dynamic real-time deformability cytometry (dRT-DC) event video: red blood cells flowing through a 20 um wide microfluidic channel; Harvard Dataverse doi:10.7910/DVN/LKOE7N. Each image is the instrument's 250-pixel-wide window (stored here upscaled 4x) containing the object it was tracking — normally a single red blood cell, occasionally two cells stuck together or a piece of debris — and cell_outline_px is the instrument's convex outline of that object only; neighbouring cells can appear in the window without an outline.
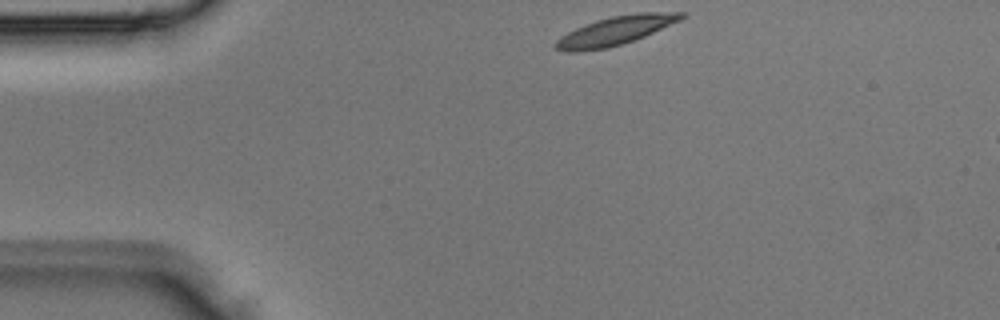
{"species": "Egyptian fruit bat (a non-hibernating species)", "species_latin": "Rousettus aegyptiacus", "temperature_condition": "room temperature", "stored_images_in_passage": 2, "camera_frame_rate_fps": 3000, "um_per_image_px": 0.085, "animal": {"sex": "male"}, "frame": {"image": 1, "passage_image": 1, "time_ms": 0.0, "image_size_px": [1000, 320], "cell_outline_px": [[684, 16], [680, 20], [644, 36], [608, 48], [576, 52], [568, 52], [556, 48], [552, 44], [560, 36], [576, 28], [596, 20], [612, 16], [636, 12], [684, 12]], "centroid_in_image_um": [52.26, 2.61], "position_along_channel_um": 32.7, "area_um2": 20.81}}